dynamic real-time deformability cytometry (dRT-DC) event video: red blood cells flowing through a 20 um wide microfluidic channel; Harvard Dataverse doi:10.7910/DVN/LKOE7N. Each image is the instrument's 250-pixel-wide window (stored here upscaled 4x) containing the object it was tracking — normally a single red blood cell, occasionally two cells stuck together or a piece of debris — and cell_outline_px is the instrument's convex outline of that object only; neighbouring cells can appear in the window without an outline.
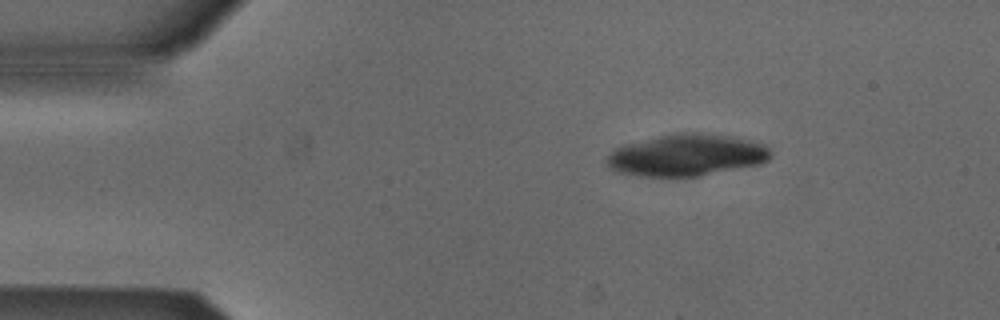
{"species": "Egyptian fruit bat (a non-hibernating species)", "species_latin": "Rousettus aegyptiacus", "temperature_condition": "cold", "stored_images_in_passage": 9, "camera_frame_rate_fps": 3000, "um_per_image_px": 0.085, "animal": {"sex": "male"}, "frame": {"image": 1, "passage_image": 1, "time_ms": 0.0, "image_size_px": [1000, 320], "cell_outline_px": [[772, 156], [764, 164], [700, 176], [640, 176], [616, 172], [608, 168], [608, 156], [616, 148], [624, 144], [660, 136], [684, 132], [696, 132], [732, 136], [752, 140], [764, 144], [772, 152]], "centroid_in_image_um": [58.44, 13.19], "position_along_channel_um": 26.6, "area_um2": 40.17}}